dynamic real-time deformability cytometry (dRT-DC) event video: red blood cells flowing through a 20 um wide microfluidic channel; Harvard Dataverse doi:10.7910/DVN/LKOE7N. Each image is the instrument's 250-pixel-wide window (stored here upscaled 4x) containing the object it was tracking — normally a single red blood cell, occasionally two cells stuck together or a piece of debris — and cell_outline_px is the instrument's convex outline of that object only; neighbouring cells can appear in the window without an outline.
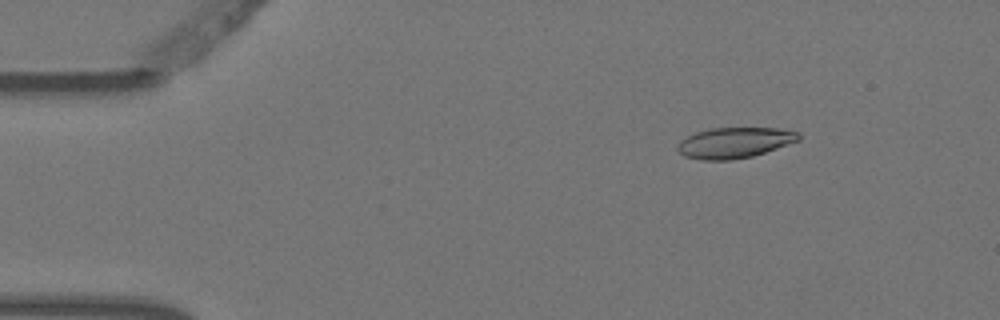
{"species": "Egyptian fruit bat (a non-hibernating species)", "species_latin": "Rousettus aegyptiacus", "temperature_condition": "warm", "stored_images_in_passage": 4, "camera_frame_rate_fps": 3000, "um_per_image_px": 0.085, "animal": {"sex": "female"}, "frame": {"image": 1, "passage_image": 2, "time_ms": 0.333, "image_size_px": [1000, 320], "cell_outline_px": [[800, 140], [752, 156], [732, 160], [700, 160], [684, 156], [676, 148], [680, 140], [696, 132], [708, 128], [776, 128], [800, 132]], "centroid_in_image_um": [62.41, 12.13], "position_along_channel_um": 22.6, "area_um2": 21.62}}
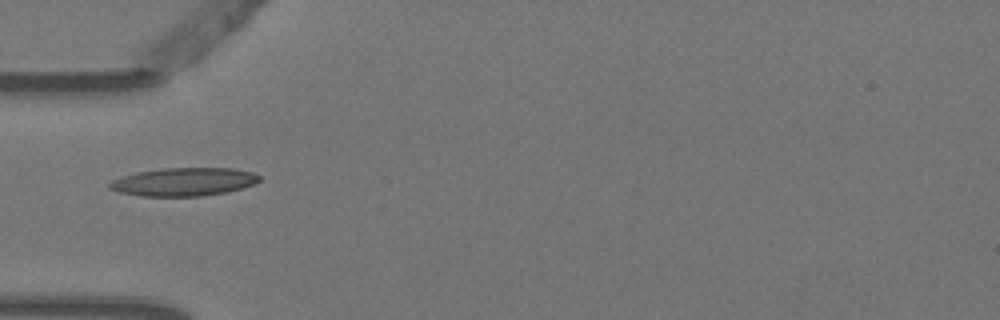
{"frame": {"image": 2, "passage_image": 4, "time_ms": 1.0, "image_size_px": [1000, 320], "cell_outline_px": [[260, 180], [252, 184], [228, 192], [200, 196], [140, 196], [120, 192], [108, 188], [108, 184], [112, 180], [120, 176], [136, 172], [164, 168], [232, 168], [252, 172], [260, 176]], "centroid_in_image_um": [15.58, 15.45], "position_along_channel_um": 69.4, "area_um2": 24.62}}